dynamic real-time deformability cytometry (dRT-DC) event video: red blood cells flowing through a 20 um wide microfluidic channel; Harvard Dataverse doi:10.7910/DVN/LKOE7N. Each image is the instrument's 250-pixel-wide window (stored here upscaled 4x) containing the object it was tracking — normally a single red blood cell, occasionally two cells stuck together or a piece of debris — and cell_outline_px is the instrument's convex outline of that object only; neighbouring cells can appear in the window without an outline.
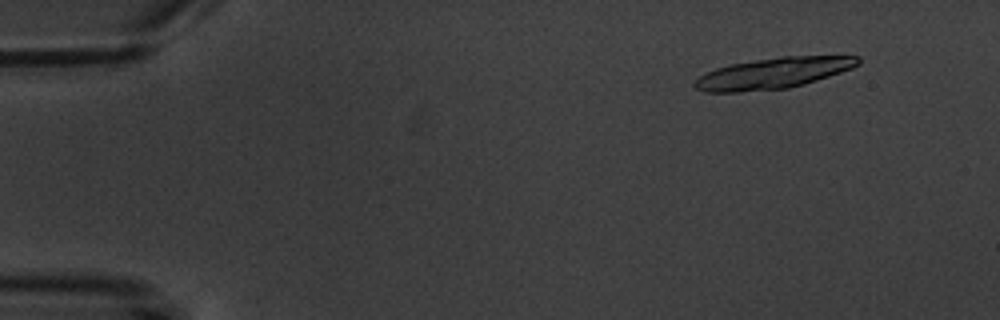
{"species": "common noctule bat (a hibernating species)", "species_latin": "Nyctalus noctula", "temperature_condition": "warm", "stored_images_in_passage": 6, "camera_frame_rate_fps": 3000, "um_per_image_px": 0.085, "animal": {"sex": "male", "body_mass_g": 20.1, "forearm_length_mm": 53.5}, "frame": {"image": 1, "passage_image": 2, "time_ms": 1.667, "image_size_px": [1000, 320], "cell_outline_px": [[860, 64], [852, 68], [804, 84], [788, 88], [736, 92], [704, 92], [696, 88], [692, 84], [700, 76], [716, 68], [732, 64], [780, 56], [860, 56]], "centroid_in_image_um": [65.73, 6.22], "position_along_channel_um": 19.3, "area_um2": 29.13}}
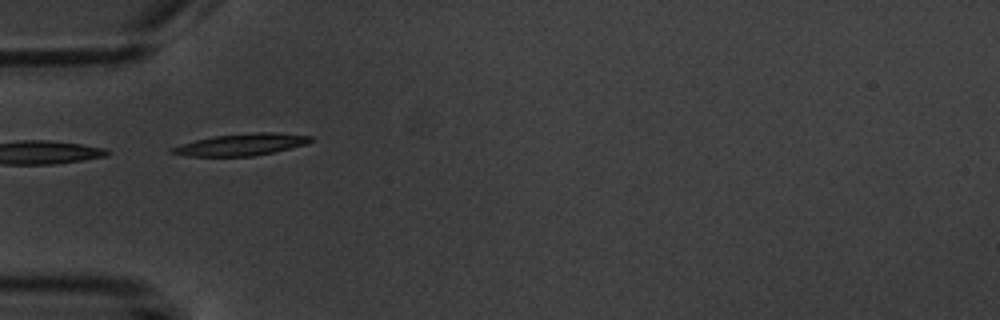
{"frame": {"image": 2, "passage_image": 5, "time_ms": 6.0, "image_size_px": [1000, 320], "cell_outline_px": [[316, 140], [304, 144], [272, 152], [252, 156], [188, 156], [168, 152], [168, 148], [196, 140], [212, 136], [256, 132], [276, 132], [312, 136]], "centroid_in_image_um": [20.49, 12.28], "position_along_channel_um": 64.5, "area_um2": 17.57}}